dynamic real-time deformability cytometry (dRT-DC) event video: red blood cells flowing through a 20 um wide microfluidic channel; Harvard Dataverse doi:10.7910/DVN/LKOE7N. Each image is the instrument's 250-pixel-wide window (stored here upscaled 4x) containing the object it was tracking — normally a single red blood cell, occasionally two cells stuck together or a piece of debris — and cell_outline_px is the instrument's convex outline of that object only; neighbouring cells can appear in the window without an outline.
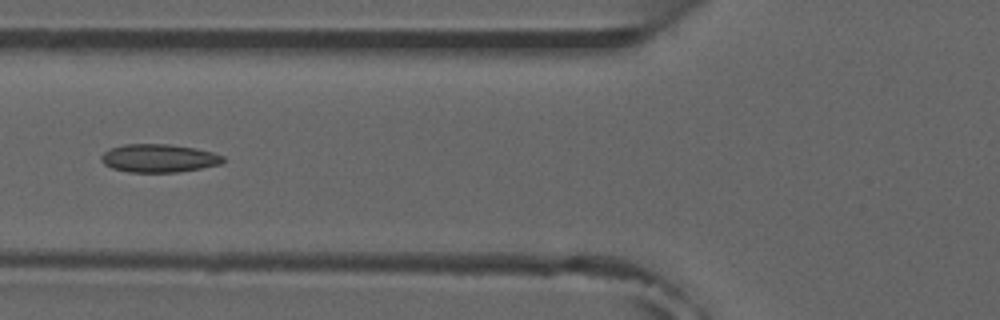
{"species": "common noctule bat (a hibernating species)", "species_latin": "Nyctalus noctula", "temperature_condition": "room temperature", "stored_images_in_passage": 7, "camera_frame_rate_fps": 3000, "um_per_image_px": 0.085, "animal": {"sex": "male", "forearm_length_mm": 52.5}, "frame": {"image": 1, "passage_image": 6, "time_ms": 6.0, "image_size_px": [1000, 320], "cell_outline_px": [[224, 160], [220, 164], [200, 168], [176, 172], [128, 172], [112, 168], [104, 164], [100, 160], [100, 156], [108, 148], [124, 144], [168, 144], [192, 148], [212, 152], [224, 156]], "centroid_in_image_um": [13.44, 13.44], "position_along_channel_um": 112.4, "area_um2": 19.94}}
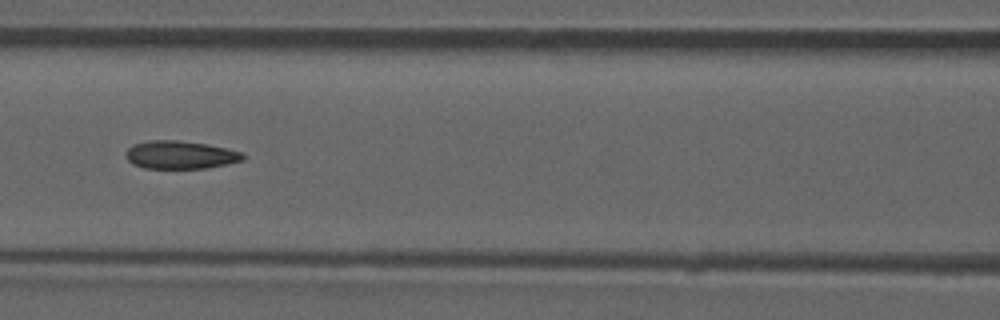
{"frame": {"image": 2, "passage_image": 7, "time_ms": 7.0, "image_size_px": [1000, 320], "cell_outline_px": [[244, 160], [228, 164], [204, 168], [144, 168], [132, 164], [128, 160], [124, 152], [132, 144], [148, 140], [176, 140], [208, 144], [244, 152]], "centroid_in_image_um": [15.31, 13.15], "position_along_channel_um": 151.3, "area_um2": 19.31}}